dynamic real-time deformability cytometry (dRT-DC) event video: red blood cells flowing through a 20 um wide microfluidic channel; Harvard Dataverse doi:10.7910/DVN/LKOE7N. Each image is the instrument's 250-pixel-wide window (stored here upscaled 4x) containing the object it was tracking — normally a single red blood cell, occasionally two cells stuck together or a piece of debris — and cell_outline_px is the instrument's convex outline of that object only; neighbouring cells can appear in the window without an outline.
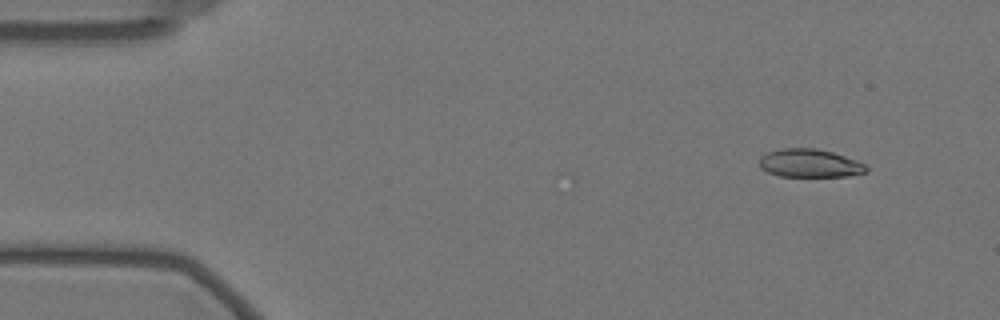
{"species": "Egyptian fruit bat (a non-hibernating species)", "species_latin": "Rousettus aegyptiacus", "temperature_condition": "warm", "stored_images_in_passage": 7, "camera_frame_rate_fps": 3000, "um_per_image_px": 0.085, "animal": {"sex": "female"}, "frame": {"image": 1, "passage_image": 1, "time_ms": 0.0, "image_size_px": [1000, 320], "cell_outline_px": [[868, 172], [848, 176], [780, 176], [768, 172], [760, 168], [760, 156], [768, 152], [780, 148], [816, 148], [832, 152], [856, 160], [864, 164], [868, 168]], "centroid_in_image_um": [68.82, 13.87], "position_along_channel_um": 16.2, "area_um2": 17.57}}